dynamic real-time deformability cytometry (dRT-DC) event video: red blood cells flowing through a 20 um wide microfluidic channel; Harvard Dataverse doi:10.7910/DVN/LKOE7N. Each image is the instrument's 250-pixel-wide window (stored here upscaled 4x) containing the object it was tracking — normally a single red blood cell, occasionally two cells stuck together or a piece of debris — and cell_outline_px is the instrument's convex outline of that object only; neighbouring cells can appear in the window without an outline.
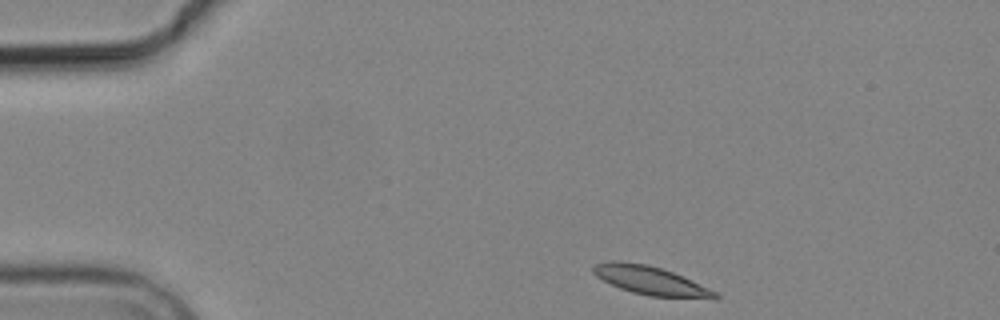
{"species": "common noctule bat (a hibernating species)", "species_latin": "Nyctalus noctula", "temperature_condition": "cold", "stored_images_in_passage": 3, "camera_frame_rate_fps": 3000, "um_per_image_px": 0.085, "animal": {"sex": "male", "body_mass_g": 19.2, "forearm_length_mm": 51.8}, "frame": {"image": 1, "passage_image": 1, "time_ms": 0.0, "image_size_px": [1000, 320], "cell_outline_px": [[720, 296], [716, 300], [648, 296], [632, 292], [620, 288], [596, 276], [592, 272], [592, 264], [608, 260], [620, 260], [648, 264], [672, 272], [708, 288], [716, 292]], "centroid_in_image_um": [55.29, 23.85], "position_along_channel_um": 29.7, "area_um2": 20.58}}